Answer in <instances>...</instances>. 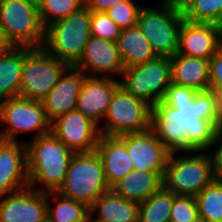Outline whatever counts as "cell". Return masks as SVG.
<instances>
[{
  "instance_id": "obj_1",
  "label": "cell",
  "mask_w": 222,
  "mask_h": 222,
  "mask_svg": "<svg viewBox=\"0 0 222 222\" xmlns=\"http://www.w3.org/2000/svg\"><path fill=\"white\" fill-rule=\"evenodd\" d=\"M220 122L212 113L210 92H199L192 103L168 106L159 101L151 129L170 153L209 150Z\"/></svg>"
},
{
  "instance_id": "obj_2",
  "label": "cell",
  "mask_w": 222,
  "mask_h": 222,
  "mask_svg": "<svg viewBox=\"0 0 222 222\" xmlns=\"http://www.w3.org/2000/svg\"><path fill=\"white\" fill-rule=\"evenodd\" d=\"M27 149L28 187L42 183L37 191H57L75 154L52 132L25 142Z\"/></svg>"
},
{
  "instance_id": "obj_3",
  "label": "cell",
  "mask_w": 222,
  "mask_h": 222,
  "mask_svg": "<svg viewBox=\"0 0 222 222\" xmlns=\"http://www.w3.org/2000/svg\"><path fill=\"white\" fill-rule=\"evenodd\" d=\"M92 11L85 5L69 16L59 19L45 28L42 48L74 67L82 58L91 37Z\"/></svg>"
},
{
  "instance_id": "obj_4",
  "label": "cell",
  "mask_w": 222,
  "mask_h": 222,
  "mask_svg": "<svg viewBox=\"0 0 222 222\" xmlns=\"http://www.w3.org/2000/svg\"><path fill=\"white\" fill-rule=\"evenodd\" d=\"M184 20L178 0H161L157 8H141L137 25L156 56L170 58L178 52Z\"/></svg>"
},
{
  "instance_id": "obj_5",
  "label": "cell",
  "mask_w": 222,
  "mask_h": 222,
  "mask_svg": "<svg viewBox=\"0 0 222 222\" xmlns=\"http://www.w3.org/2000/svg\"><path fill=\"white\" fill-rule=\"evenodd\" d=\"M110 189L101 157L92 151L73 155L64 181L56 192L90 207Z\"/></svg>"
},
{
  "instance_id": "obj_6",
  "label": "cell",
  "mask_w": 222,
  "mask_h": 222,
  "mask_svg": "<svg viewBox=\"0 0 222 222\" xmlns=\"http://www.w3.org/2000/svg\"><path fill=\"white\" fill-rule=\"evenodd\" d=\"M200 152H185L191 155L177 157L176 153L169 154L162 177L165 190L176 196L196 197L215 179L209 153Z\"/></svg>"
},
{
  "instance_id": "obj_7",
  "label": "cell",
  "mask_w": 222,
  "mask_h": 222,
  "mask_svg": "<svg viewBox=\"0 0 222 222\" xmlns=\"http://www.w3.org/2000/svg\"><path fill=\"white\" fill-rule=\"evenodd\" d=\"M0 29L9 46L42 48L44 31L38 6L31 0L0 3Z\"/></svg>"
},
{
  "instance_id": "obj_8",
  "label": "cell",
  "mask_w": 222,
  "mask_h": 222,
  "mask_svg": "<svg viewBox=\"0 0 222 222\" xmlns=\"http://www.w3.org/2000/svg\"><path fill=\"white\" fill-rule=\"evenodd\" d=\"M121 77L120 83L128 93L153 108L172 84L170 58L156 56L144 64L124 68Z\"/></svg>"
},
{
  "instance_id": "obj_9",
  "label": "cell",
  "mask_w": 222,
  "mask_h": 222,
  "mask_svg": "<svg viewBox=\"0 0 222 222\" xmlns=\"http://www.w3.org/2000/svg\"><path fill=\"white\" fill-rule=\"evenodd\" d=\"M152 107L128 93L122 85L114 92L108 106L103 125H99L101 135L122 136L151 128Z\"/></svg>"
},
{
  "instance_id": "obj_10",
  "label": "cell",
  "mask_w": 222,
  "mask_h": 222,
  "mask_svg": "<svg viewBox=\"0 0 222 222\" xmlns=\"http://www.w3.org/2000/svg\"><path fill=\"white\" fill-rule=\"evenodd\" d=\"M0 139L18 141V133L37 132L34 138L51 132V122L47 119L42 101L23 97H13L0 104Z\"/></svg>"
},
{
  "instance_id": "obj_11",
  "label": "cell",
  "mask_w": 222,
  "mask_h": 222,
  "mask_svg": "<svg viewBox=\"0 0 222 222\" xmlns=\"http://www.w3.org/2000/svg\"><path fill=\"white\" fill-rule=\"evenodd\" d=\"M68 67L43 48H33L25 56L19 96L42 101Z\"/></svg>"
},
{
  "instance_id": "obj_12",
  "label": "cell",
  "mask_w": 222,
  "mask_h": 222,
  "mask_svg": "<svg viewBox=\"0 0 222 222\" xmlns=\"http://www.w3.org/2000/svg\"><path fill=\"white\" fill-rule=\"evenodd\" d=\"M51 132L74 153L95 151L101 136L99 126L77 109L52 121Z\"/></svg>"
},
{
  "instance_id": "obj_13",
  "label": "cell",
  "mask_w": 222,
  "mask_h": 222,
  "mask_svg": "<svg viewBox=\"0 0 222 222\" xmlns=\"http://www.w3.org/2000/svg\"><path fill=\"white\" fill-rule=\"evenodd\" d=\"M47 207V192L26 187L0 198V222H43Z\"/></svg>"
},
{
  "instance_id": "obj_14",
  "label": "cell",
  "mask_w": 222,
  "mask_h": 222,
  "mask_svg": "<svg viewBox=\"0 0 222 222\" xmlns=\"http://www.w3.org/2000/svg\"><path fill=\"white\" fill-rule=\"evenodd\" d=\"M74 67L89 77L111 78L114 75L121 77L125 68L119 54L117 42L94 36L89 38L82 58Z\"/></svg>"
},
{
  "instance_id": "obj_15",
  "label": "cell",
  "mask_w": 222,
  "mask_h": 222,
  "mask_svg": "<svg viewBox=\"0 0 222 222\" xmlns=\"http://www.w3.org/2000/svg\"><path fill=\"white\" fill-rule=\"evenodd\" d=\"M127 152L134 170L152 171L164 175L170 152L149 128L127 134Z\"/></svg>"
},
{
  "instance_id": "obj_16",
  "label": "cell",
  "mask_w": 222,
  "mask_h": 222,
  "mask_svg": "<svg viewBox=\"0 0 222 222\" xmlns=\"http://www.w3.org/2000/svg\"><path fill=\"white\" fill-rule=\"evenodd\" d=\"M25 142L0 139V198L28 187Z\"/></svg>"
},
{
  "instance_id": "obj_17",
  "label": "cell",
  "mask_w": 222,
  "mask_h": 222,
  "mask_svg": "<svg viewBox=\"0 0 222 222\" xmlns=\"http://www.w3.org/2000/svg\"><path fill=\"white\" fill-rule=\"evenodd\" d=\"M222 46V26L184 20L179 31L178 54L210 60Z\"/></svg>"
},
{
  "instance_id": "obj_18",
  "label": "cell",
  "mask_w": 222,
  "mask_h": 222,
  "mask_svg": "<svg viewBox=\"0 0 222 222\" xmlns=\"http://www.w3.org/2000/svg\"><path fill=\"white\" fill-rule=\"evenodd\" d=\"M120 85L115 77L86 76L81 85L77 110L96 125H101L114 92Z\"/></svg>"
},
{
  "instance_id": "obj_19",
  "label": "cell",
  "mask_w": 222,
  "mask_h": 222,
  "mask_svg": "<svg viewBox=\"0 0 222 222\" xmlns=\"http://www.w3.org/2000/svg\"><path fill=\"white\" fill-rule=\"evenodd\" d=\"M85 77L86 75L75 67H68L61 75L42 100L46 117L50 122L77 109L78 97Z\"/></svg>"
},
{
  "instance_id": "obj_20",
  "label": "cell",
  "mask_w": 222,
  "mask_h": 222,
  "mask_svg": "<svg viewBox=\"0 0 222 222\" xmlns=\"http://www.w3.org/2000/svg\"><path fill=\"white\" fill-rule=\"evenodd\" d=\"M95 151L101 157L105 178L110 188L134 170L127 152V134L101 135Z\"/></svg>"
},
{
  "instance_id": "obj_21",
  "label": "cell",
  "mask_w": 222,
  "mask_h": 222,
  "mask_svg": "<svg viewBox=\"0 0 222 222\" xmlns=\"http://www.w3.org/2000/svg\"><path fill=\"white\" fill-rule=\"evenodd\" d=\"M171 83L207 92L210 86V60L176 53L170 57Z\"/></svg>"
},
{
  "instance_id": "obj_22",
  "label": "cell",
  "mask_w": 222,
  "mask_h": 222,
  "mask_svg": "<svg viewBox=\"0 0 222 222\" xmlns=\"http://www.w3.org/2000/svg\"><path fill=\"white\" fill-rule=\"evenodd\" d=\"M32 49L9 46L0 53V104L19 96L25 56Z\"/></svg>"
},
{
  "instance_id": "obj_23",
  "label": "cell",
  "mask_w": 222,
  "mask_h": 222,
  "mask_svg": "<svg viewBox=\"0 0 222 222\" xmlns=\"http://www.w3.org/2000/svg\"><path fill=\"white\" fill-rule=\"evenodd\" d=\"M89 211L93 222H138L139 203L128 201L110 189L89 207ZM94 213L97 217H93Z\"/></svg>"
},
{
  "instance_id": "obj_24",
  "label": "cell",
  "mask_w": 222,
  "mask_h": 222,
  "mask_svg": "<svg viewBox=\"0 0 222 222\" xmlns=\"http://www.w3.org/2000/svg\"><path fill=\"white\" fill-rule=\"evenodd\" d=\"M162 187L163 180L159 173L132 170L111 189L128 201L141 203Z\"/></svg>"
},
{
  "instance_id": "obj_25",
  "label": "cell",
  "mask_w": 222,
  "mask_h": 222,
  "mask_svg": "<svg viewBox=\"0 0 222 222\" xmlns=\"http://www.w3.org/2000/svg\"><path fill=\"white\" fill-rule=\"evenodd\" d=\"M117 46L125 68L144 64L156 57L149 41L144 37L138 25L123 29Z\"/></svg>"
},
{
  "instance_id": "obj_26",
  "label": "cell",
  "mask_w": 222,
  "mask_h": 222,
  "mask_svg": "<svg viewBox=\"0 0 222 222\" xmlns=\"http://www.w3.org/2000/svg\"><path fill=\"white\" fill-rule=\"evenodd\" d=\"M50 198L55 203L54 207H50ZM47 205V217L52 222H85L90 218L89 207L86 204L62 196L56 191L47 192Z\"/></svg>"
},
{
  "instance_id": "obj_27",
  "label": "cell",
  "mask_w": 222,
  "mask_h": 222,
  "mask_svg": "<svg viewBox=\"0 0 222 222\" xmlns=\"http://www.w3.org/2000/svg\"><path fill=\"white\" fill-rule=\"evenodd\" d=\"M176 195L163 187L139 203V222H170V213Z\"/></svg>"
},
{
  "instance_id": "obj_28",
  "label": "cell",
  "mask_w": 222,
  "mask_h": 222,
  "mask_svg": "<svg viewBox=\"0 0 222 222\" xmlns=\"http://www.w3.org/2000/svg\"><path fill=\"white\" fill-rule=\"evenodd\" d=\"M184 19L222 26V0H178Z\"/></svg>"
},
{
  "instance_id": "obj_29",
  "label": "cell",
  "mask_w": 222,
  "mask_h": 222,
  "mask_svg": "<svg viewBox=\"0 0 222 222\" xmlns=\"http://www.w3.org/2000/svg\"><path fill=\"white\" fill-rule=\"evenodd\" d=\"M195 198L200 222H222V180L214 179Z\"/></svg>"
},
{
  "instance_id": "obj_30",
  "label": "cell",
  "mask_w": 222,
  "mask_h": 222,
  "mask_svg": "<svg viewBox=\"0 0 222 222\" xmlns=\"http://www.w3.org/2000/svg\"><path fill=\"white\" fill-rule=\"evenodd\" d=\"M85 5L84 0H44L38 5L39 18L44 28L65 18Z\"/></svg>"
},
{
  "instance_id": "obj_31",
  "label": "cell",
  "mask_w": 222,
  "mask_h": 222,
  "mask_svg": "<svg viewBox=\"0 0 222 222\" xmlns=\"http://www.w3.org/2000/svg\"><path fill=\"white\" fill-rule=\"evenodd\" d=\"M143 6L136 4L133 0L116 4L108 9L106 13L110 19L122 30L137 25L138 16Z\"/></svg>"
},
{
  "instance_id": "obj_32",
  "label": "cell",
  "mask_w": 222,
  "mask_h": 222,
  "mask_svg": "<svg viewBox=\"0 0 222 222\" xmlns=\"http://www.w3.org/2000/svg\"><path fill=\"white\" fill-rule=\"evenodd\" d=\"M91 36L117 42L122 29L115 24L106 12H92Z\"/></svg>"
},
{
  "instance_id": "obj_33",
  "label": "cell",
  "mask_w": 222,
  "mask_h": 222,
  "mask_svg": "<svg viewBox=\"0 0 222 222\" xmlns=\"http://www.w3.org/2000/svg\"><path fill=\"white\" fill-rule=\"evenodd\" d=\"M170 222H200L196 198L176 196L173 200Z\"/></svg>"
},
{
  "instance_id": "obj_34",
  "label": "cell",
  "mask_w": 222,
  "mask_h": 222,
  "mask_svg": "<svg viewBox=\"0 0 222 222\" xmlns=\"http://www.w3.org/2000/svg\"><path fill=\"white\" fill-rule=\"evenodd\" d=\"M196 90L171 84L166 91L165 97L162 102L168 106H178V104L192 103L194 97L198 94Z\"/></svg>"
},
{
  "instance_id": "obj_35",
  "label": "cell",
  "mask_w": 222,
  "mask_h": 222,
  "mask_svg": "<svg viewBox=\"0 0 222 222\" xmlns=\"http://www.w3.org/2000/svg\"><path fill=\"white\" fill-rule=\"evenodd\" d=\"M214 147L216 148L213 153L208 152L212 161L213 174L215 179L222 180V123L217 127L209 149Z\"/></svg>"
},
{
  "instance_id": "obj_36",
  "label": "cell",
  "mask_w": 222,
  "mask_h": 222,
  "mask_svg": "<svg viewBox=\"0 0 222 222\" xmlns=\"http://www.w3.org/2000/svg\"><path fill=\"white\" fill-rule=\"evenodd\" d=\"M210 85H222V46L210 59Z\"/></svg>"
},
{
  "instance_id": "obj_37",
  "label": "cell",
  "mask_w": 222,
  "mask_h": 222,
  "mask_svg": "<svg viewBox=\"0 0 222 222\" xmlns=\"http://www.w3.org/2000/svg\"><path fill=\"white\" fill-rule=\"evenodd\" d=\"M209 92L212 113L222 123V85H210Z\"/></svg>"
},
{
  "instance_id": "obj_38",
  "label": "cell",
  "mask_w": 222,
  "mask_h": 222,
  "mask_svg": "<svg viewBox=\"0 0 222 222\" xmlns=\"http://www.w3.org/2000/svg\"><path fill=\"white\" fill-rule=\"evenodd\" d=\"M129 0H85V6L92 12H106L116 4Z\"/></svg>"
},
{
  "instance_id": "obj_39",
  "label": "cell",
  "mask_w": 222,
  "mask_h": 222,
  "mask_svg": "<svg viewBox=\"0 0 222 222\" xmlns=\"http://www.w3.org/2000/svg\"><path fill=\"white\" fill-rule=\"evenodd\" d=\"M8 47H9V45L4 40L3 35H2V31L0 29V53L4 52Z\"/></svg>"
},
{
  "instance_id": "obj_40",
  "label": "cell",
  "mask_w": 222,
  "mask_h": 222,
  "mask_svg": "<svg viewBox=\"0 0 222 222\" xmlns=\"http://www.w3.org/2000/svg\"><path fill=\"white\" fill-rule=\"evenodd\" d=\"M31 1L38 6L44 0H31Z\"/></svg>"
},
{
  "instance_id": "obj_41",
  "label": "cell",
  "mask_w": 222,
  "mask_h": 222,
  "mask_svg": "<svg viewBox=\"0 0 222 222\" xmlns=\"http://www.w3.org/2000/svg\"><path fill=\"white\" fill-rule=\"evenodd\" d=\"M43 222H52L48 217Z\"/></svg>"
},
{
  "instance_id": "obj_42",
  "label": "cell",
  "mask_w": 222,
  "mask_h": 222,
  "mask_svg": "<svg viewBox=\"0 0 222 222\" xmlns=\"http://www.w3.org/2000/svg\"><path fill=\"white\" fill-rule=\"evenodd\" d=\"M85 222H93V221L89 218Z\"/></svg>"
}]
</instances>
